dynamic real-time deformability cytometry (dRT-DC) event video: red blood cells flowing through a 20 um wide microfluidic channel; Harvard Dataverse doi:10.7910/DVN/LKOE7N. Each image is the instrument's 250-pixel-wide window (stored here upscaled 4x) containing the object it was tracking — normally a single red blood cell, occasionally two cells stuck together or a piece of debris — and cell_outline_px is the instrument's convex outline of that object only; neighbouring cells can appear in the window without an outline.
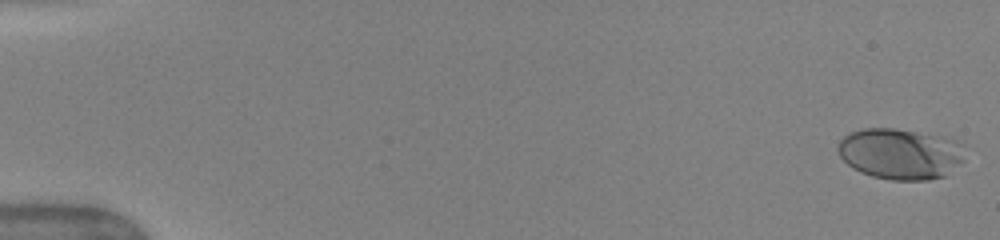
{"species": "human", "species_latin": "Homo sapiens", "temperature_condition": "warm", "stored_images_in_passage": 50, "camera_frame_rate_fps": 3000, "um_per_image_px": 0.085, "donor": {"sex": "female"}, "frame": {"image": 1, "passage_image": 1, "time_ms": 0.0, "image_size_px": [1000, 240], "cell_outline_px": [[964, 160], [944, 176], [928, 180], [892, 180], [872, 176], [860, 172], [852, 168], [840, 156], [836, 148], [836, 144], [844, 136], [852, 132], [864, 128], [892, 128], [916, 132], [952, 140]], "centroid_in_image_um": [76.4, 13.09], "position_along_channel_um": 8.6, "area_um2": 36.82}}
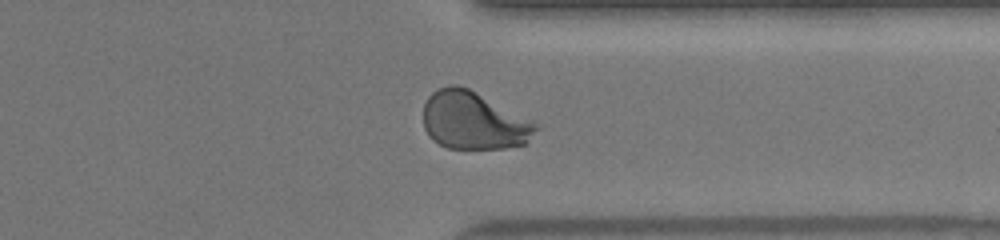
{"frame": {"image": 2, "passage_image": 40, "time_ms": 13.0, "image_size_px": [1000, 240], "cell_outline_px": [[544, 124], [524, 144], [504, 148], [448, 148], [432, 140], [428, 136], [424, 128], [424, 104], [428, 96], [432, 92], [440, 88], [452, 84], [456, 84], [468, 88]], "centroid_in_image_um": [40.32, 10.24], "position_along_channel_um": 371.1, "area_um2": 38.44}}
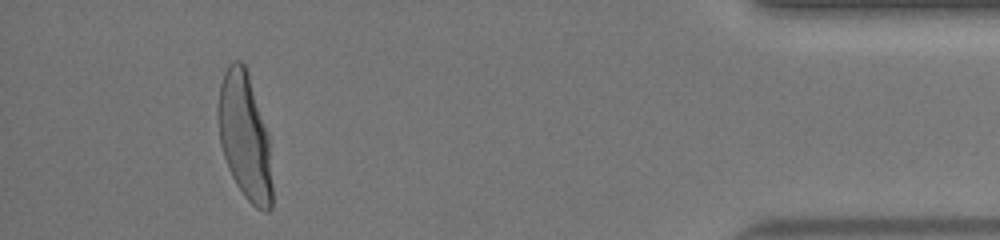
{"frame": {"image": 3, "passage_image": 47, "time_ms": 15.333, "image_size_px": [1000, 240], "cell_outline_px": [[272, 208], [268, 212], [264, 212], [256, 208], [244, 196], [236, 184], [228, 168], [220, 144], [216, 112], [220, 84], [224, 72], [228, 64], [232, 60], [240, 60], [244, 64], [268, 132], [272, 184]], "centroid_in_image_um": [20.79, 11.61], "position_along_channel_um": 414.4, "area_um2": 40.06}, "authors_computed_cell_mechanics": {"area_um2": 37.8879, "velocity_mm_per_s": 4.0643, "shape_relaxation_time_tau1_ms": 3.5484, "shape_relaxation_time_tau2_ms": null, "deformation_change_tau1": 0.1907, "deformation_change_tau2": null}}